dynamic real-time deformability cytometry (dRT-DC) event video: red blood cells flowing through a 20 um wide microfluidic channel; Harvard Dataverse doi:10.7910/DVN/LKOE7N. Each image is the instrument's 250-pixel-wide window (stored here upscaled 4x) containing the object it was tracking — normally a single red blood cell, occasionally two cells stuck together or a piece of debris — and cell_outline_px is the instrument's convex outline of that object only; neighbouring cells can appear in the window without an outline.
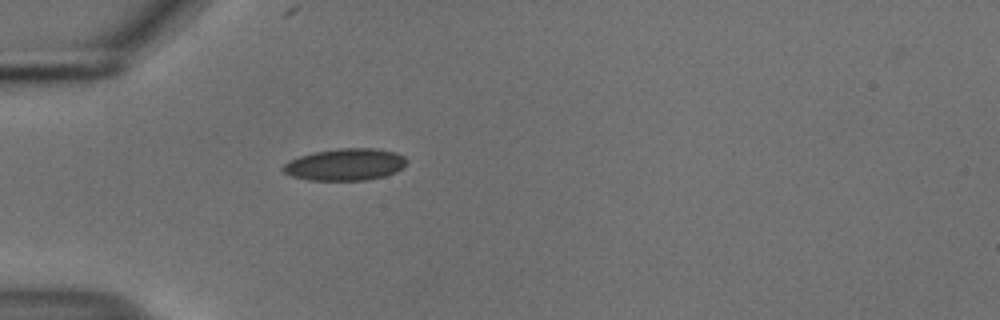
{"species": "common noctule bat (a hibernating species)", "species_latin": "Nyctalus noctula", "temperature_condition": "cold", "stored_images_in_passage": 35, "camera_frame_rate_fps": 3000, "um_per_image_px": 0.085, "animal": {"sex": "male", "body_mass_g": 18.8}, "frame": {"image": 1, "passage_image": 1, "time_ms": 0.0, "image_size_px": [1000, 320], "cell_outline_px": [[408, 160], [396, 172], [384, 176], [364, 180], [308, 180], [292, 176], [284, 172], [280, 168], [288, 160], [300, 156], [316, 152], [340, 148], [376, 148], [396, 152], [404, 156]], "centroid_in_image_um": [29.33, 13.98], "position_along_channel_um": 55.7, "area_um2": 22.95}}
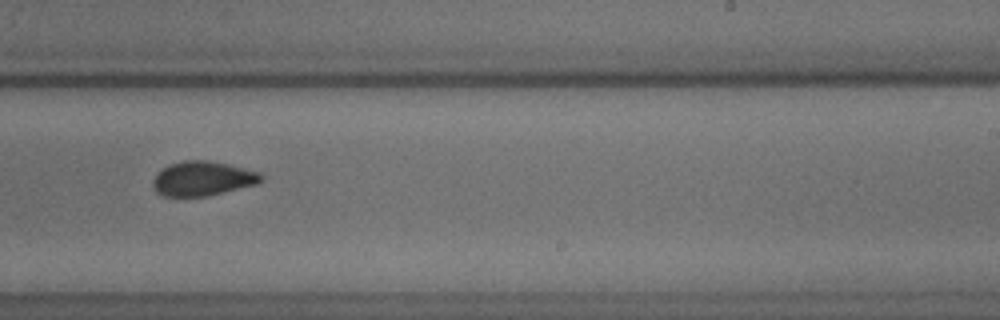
{"frame": {"image": 2, "passage_image": 19, "time_ms": 6.0, "image_size_px": [1000, 320], "cell_outline_px": [[264, 180], [256, 184], [208, 196], [164, 196], [156, 192], [152, 184], [152, 180], [156, 172], [160, 168], [168, 164], [184, 160], [208, 160], [228, 164], [260, 172], [264, 176]], "centroid_in_image_um": [17.2, 15.16], "position_along_channel_um": 271.8, "area_um2": 22.02}}
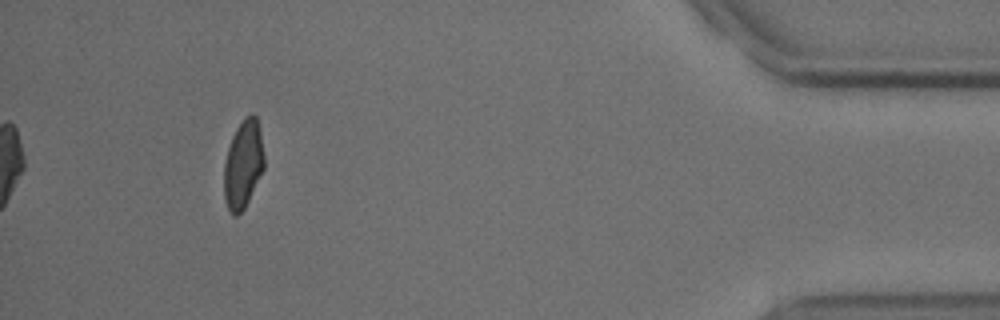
{"frame": {"image": 3, "passage_image": 35, "time_ms": 11.333, "image_size_px": [1000, 320], "cell_outline_px": [[264, 168], [244, 208], [236, 216], [232, 216], [224, 200], [224, 164], [228, 148], [232, 136], [236, 128], [244, 116], [252, 112], [256, 116], [260, 132], [264, 156]], "centroid_in_image_um": [20.66, 13.94], "position_along_channel_um": 414.5, "area_um2": 20.58}, "authors_computed_cell_mechanics": {"area_um2": 22.0218, "velocity_mm_per_s": 3.7345, "shape_relaxation_time_tau1_ms": 6.842, "shape_relaxation_time_tau2_ms": 1.3194, "deformation_change_tau1": 0.1178, "deformation_change_tau2": 0.056}}